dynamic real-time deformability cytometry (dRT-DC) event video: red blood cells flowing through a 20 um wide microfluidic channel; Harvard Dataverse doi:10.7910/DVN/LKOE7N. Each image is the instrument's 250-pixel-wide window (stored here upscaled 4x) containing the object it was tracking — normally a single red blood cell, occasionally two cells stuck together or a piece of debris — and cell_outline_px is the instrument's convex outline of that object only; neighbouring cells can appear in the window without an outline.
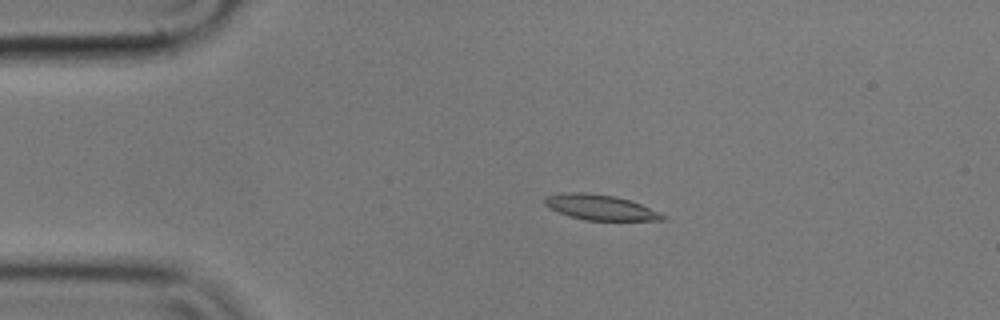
{"species": "common noctule bat (a hibernating species)", "species_latin": "Nyctalus noctula", "temperature_condition": "cold", "stored_images_in_passage": 46, "camera_frame_rate_fps": 3000, "um_per_image_px": 0.085, "animal": {"sex": "male", "body_mass_g": 17.9}, "frame": {"image": 1, "passage_image": 1, "time_ms": 0.0, "image_size_px": [1000, 320], "cell_outline_px": [[668, 220], [584, 220], [548, 208], [544, 204], [544, 196], [564, 192], [580, 192], [612, 196], [628, 200], [640, 204], [668, 216]], "centroid_in_image_um": [51.01, 17.63], "position_along_channel_um": 34.0, "area_um2": 17.17}}
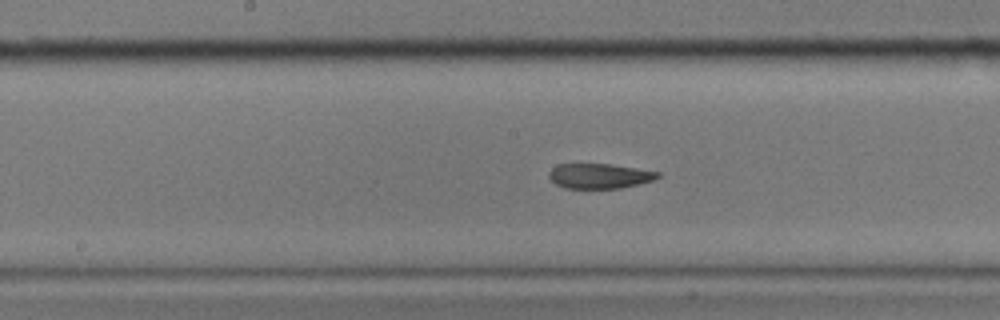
{"frame": {"image": 2, "passage_image": 18, "time_ms": 5.667, "image_size_px": [1000, 320], "cell_outline_px": [[660, 176], [652, 180], [640, 184], [620, 188], [564, 188], [556, 184], [548, 176], [548, 172], [556, 164], [612, 164], [660, 172]], "centroid_in_image_um": [50.94, 14.95], "position_along_channel_um": 197.3, "area_um2": 15.84}}
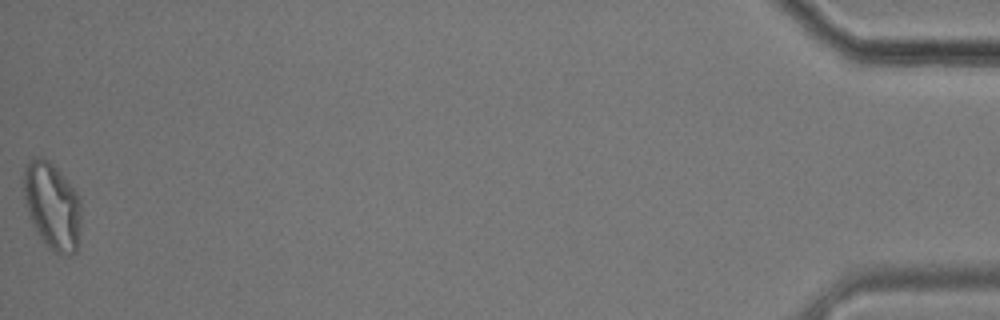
{"frame": {"image": 3, "passage_image": 46, "time_ms": 15.0, "image_size_px": [1000, 320], "cell_outline_px": [[80, 224], [76, 252], [68, 256], [56, 252], [44, 244], [32, 224], [28, 216], [24, 196], [24, 168], [32, 156], [44, 156], [56, 168], [80, 196]], "centroid_in_image_um": [4.42, 17.49], "position_along_channel_um": 430.8, "area_um2": 29.19}, "authors_computed_cell_mechanics": {"area_um2": 17.6868, "velocity_mm_per_s": 3.551, "shape_relaxation_time_tau1_ms": 3.9952, "shape_relaxation_time_tau2_ms": 4.1181, "deformation_change_tau1": 0.1653, "deformation_change_tau2": 0.0816}}